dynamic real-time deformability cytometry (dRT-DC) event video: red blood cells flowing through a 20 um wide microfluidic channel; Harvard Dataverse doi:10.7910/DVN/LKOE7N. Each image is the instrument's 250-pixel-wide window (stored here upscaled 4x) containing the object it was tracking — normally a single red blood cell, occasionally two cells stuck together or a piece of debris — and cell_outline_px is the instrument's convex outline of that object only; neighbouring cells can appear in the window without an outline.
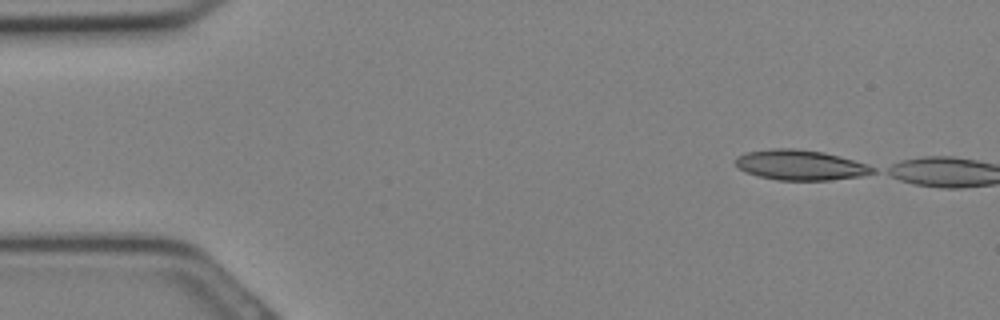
{"species": "Egyptian fruit bat (a non-hibernating species)", "species_latin": "Rousettus aegyptiacus", "temperature_condition": "cold", "stored_images_in_passage": 5, "camera_frame_rate_fps": 3000, "um_per_image_px": 0.085, "animal": {"sex": "female"}, "frame": {"image": 1, "passage_image": 1, "time_ms": 0.0, "image_size_px": [1000, 320], "cell_outline_px": [[876, 172], [860, 176], [832, 180], [776, 180], [760, 176], [748, 172], [740, 168], [736, 164], [736, 156], [744, 152], [772, 148], [792, 148], [824, 152], [868, 164], [876, 168]], "centroid_in_image_um": [68.05, 14.02], "position_along_channel_um": 16.9, "area_um2": 24.1}}